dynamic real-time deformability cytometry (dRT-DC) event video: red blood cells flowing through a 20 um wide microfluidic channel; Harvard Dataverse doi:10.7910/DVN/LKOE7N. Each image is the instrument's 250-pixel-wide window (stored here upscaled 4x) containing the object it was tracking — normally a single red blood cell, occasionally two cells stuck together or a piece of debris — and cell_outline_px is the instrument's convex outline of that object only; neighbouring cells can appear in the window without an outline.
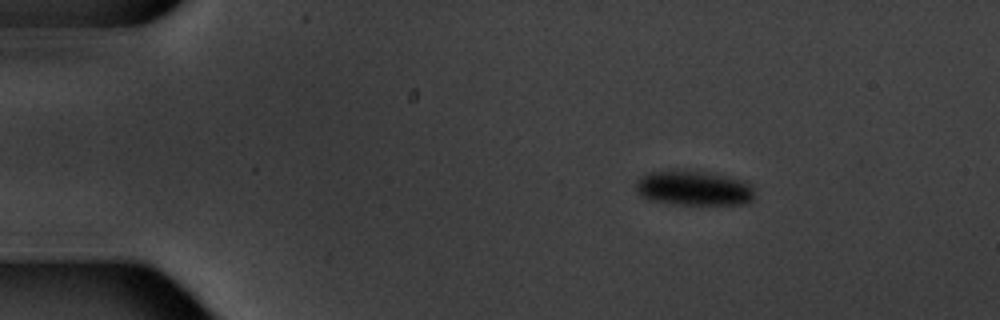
{"species": "common noctule bat (a hibernating species)", "species_latin": "Nyctalus noctula", "temperature_condition": "warm", "stored_images_in_passage": 9, "camera_frame_rate_fps": 3000, "um_per_image_px": 0.085, "animal": {"sex": "male", "body_mass_g": 20.1, "forearm_length_mm": 53.5}, "frame": {"image": 1, "passage_image": 1, "time_ms": 0.0, "image_size_px": [1000, 320], "cell_outline_px": [[752, 200], [744, 204], [676, 204], [648, 200], [640, 196], [636, 192], [636, 180], [640, 176], [648, 172], [704, 172], [744, 180], [752, 184]], "centroid_in_image_um": [58.93, 16.02], "position_along_channel_um": 26.1, "area_um2": 23.64}}